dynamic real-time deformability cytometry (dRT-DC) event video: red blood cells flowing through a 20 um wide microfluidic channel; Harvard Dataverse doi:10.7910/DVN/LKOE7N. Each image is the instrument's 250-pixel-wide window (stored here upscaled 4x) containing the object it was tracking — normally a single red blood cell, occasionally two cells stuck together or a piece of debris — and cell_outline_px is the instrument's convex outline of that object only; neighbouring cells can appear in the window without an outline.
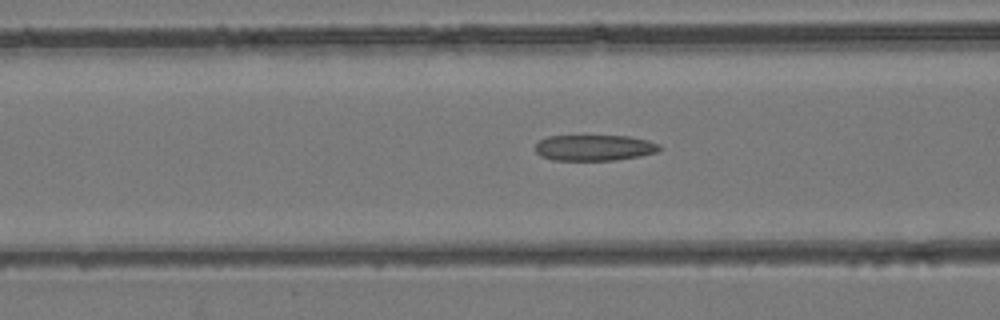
{"species": "common noctule bat (a hibernating species)", "species_latin": "Nyctalus noctula", "temperature_condition": "room temperature", "stored_images_in_passage": 49, "camera_frame_rate_fps": 3000, "um_per_image_px": 0.085, "animal": {"sex": "female", "body_mass_g": 24.6, "forearm_length_mm": 56.2}, "frame": {"image": 1, "passage_image": 20, "time_ms": 6.333, "image_size_px": [1000, 320], "cell_outline_px": [[664, 148], [660, 152], [640, 156], [616, 160], [552, 160], [540, 156], [536, 152], [536, 144], [540, 140], [548, 136], [628, 136], [648, 140], [660, 144]], "centroid_in_image_um": [50.58, 12.56], "position_along_channel_um": 116.0, "area_um2": 18.96}}
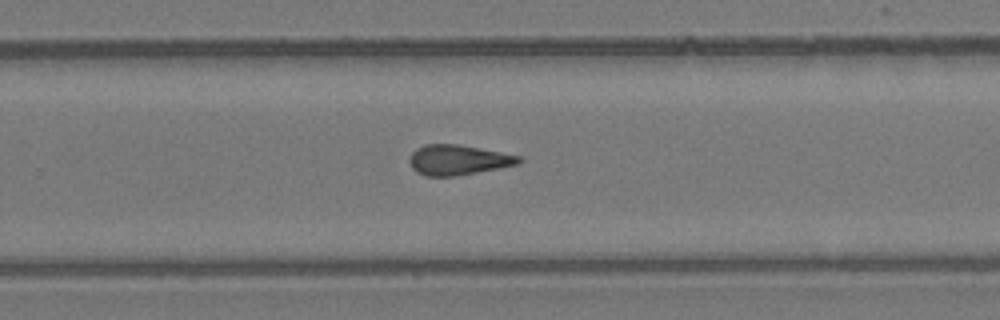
{"frame": {"image": 2, "passage_image": 32, "time_ms": 10.333, "image_size_px": [1000, 320], "cell_outline_px": [[524, 160], [520, 164], [456, 176], [424, 176], [416, 172], [412, 168], [408, 160], [412, 152], [416, 148], [424, 144], [456, 144], [500, 152], [520, 156]], "centroid_in_image_um": [38.92, 13.6], "position_along_channel_um": 290.9, "area_um2": 19.25}}
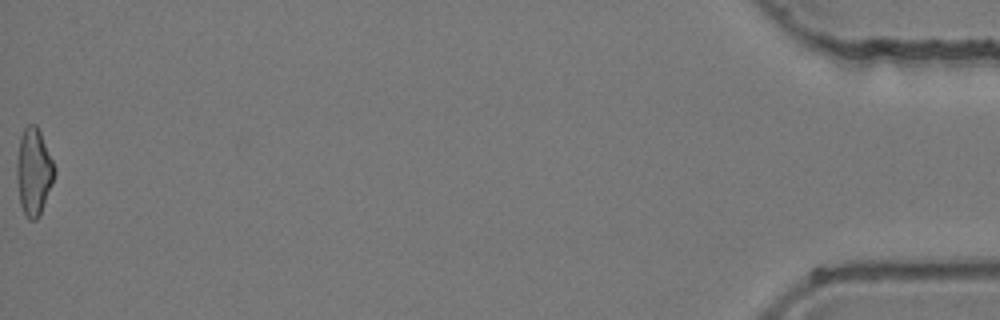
{"frame": {"image": 3, "passage_image": 49, "time_ms": 16.0, "image_size_px": [1000, 320], "cell_outline_px": [[56, 172], [52, 184], [40, 216], [36, 220], [28, 220], [20, 204], [16, 176], [16, 160], [20, 136], [24, 128], [28, 124], [36, 124], [40, 132], [56, 168]], "centroid_in_image_um": [2.86, 14.6], "position_along_channel_um": 432.3, "area_um2": 19.31}}